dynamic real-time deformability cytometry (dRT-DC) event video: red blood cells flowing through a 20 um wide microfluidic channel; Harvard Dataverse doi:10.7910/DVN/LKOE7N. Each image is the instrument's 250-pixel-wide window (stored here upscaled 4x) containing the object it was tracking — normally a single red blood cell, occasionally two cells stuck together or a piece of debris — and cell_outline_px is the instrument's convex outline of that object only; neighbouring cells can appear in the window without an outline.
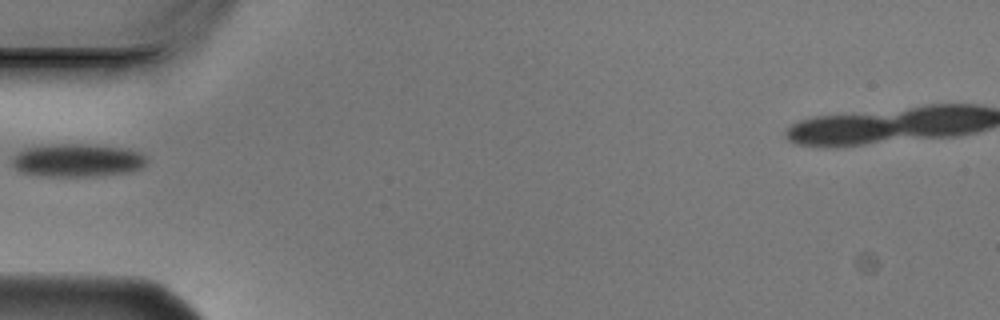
{"species": "Egyptian fruit bat (a non-hibernating species)", "species_latin": "Rousettus aegyptiacus", "temperature_condition": "cold", "stored_images_in_passage": 1, "camera_frame_rate_fps": 3000, "um_per_image_px": 0.085, "animal": {"sex": "male"}, "frame": {"image": 1, "passage_image": 1, "time_ms": 0.0, "image_size_px": [1000, 320], "cell_outline_px": [[148, 164], [144, 168], [132, 172], [96, 176], [44, 176], [20, 172], [12, 164], [12, 156], [24, 148], [60, 144], [84, 144], [124, 148], [140, 152], [148, 156]], "centroid_in_image_um": [6.65, 13.64], "position_along_channel_um": 78.4, "area_um2": 26.24}}